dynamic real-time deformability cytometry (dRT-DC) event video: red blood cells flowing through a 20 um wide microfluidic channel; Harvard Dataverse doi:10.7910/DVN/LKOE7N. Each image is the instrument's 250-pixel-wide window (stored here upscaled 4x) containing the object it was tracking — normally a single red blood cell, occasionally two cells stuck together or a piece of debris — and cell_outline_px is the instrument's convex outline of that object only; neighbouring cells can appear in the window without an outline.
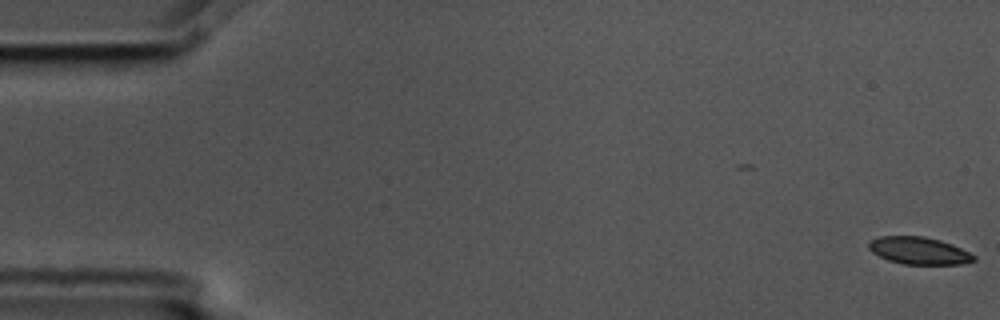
{"species": "common noctule bat (a hibernating species)", "species_latin": "Nyctalus noctula", "temperature_condition": "cold", "stored_images_in_passage": 8, "camera_frame_rate_fps": 3000, "um_per_image_px": 0.085, "animal": {"sex": "male", "body_mass_g": 17.5, "forearm_length_mm": 52.3}, "frame": {"image": 1, "passage_image": 1, "time_ms": 0.0, "image_size_px": [1000, 320], "cell_outline_px": [[976, 260], [960, 264], [904, 264], [888, 260], [872, 252], [868, 248], [868, 240], [880, 236], [924, 236], [940, 240], [952, 244], [976, 256]], "centroid_in_image_um": [78.08, 21.3], "position_along_channel_um": 6.9, "area_um2": 16.7}}